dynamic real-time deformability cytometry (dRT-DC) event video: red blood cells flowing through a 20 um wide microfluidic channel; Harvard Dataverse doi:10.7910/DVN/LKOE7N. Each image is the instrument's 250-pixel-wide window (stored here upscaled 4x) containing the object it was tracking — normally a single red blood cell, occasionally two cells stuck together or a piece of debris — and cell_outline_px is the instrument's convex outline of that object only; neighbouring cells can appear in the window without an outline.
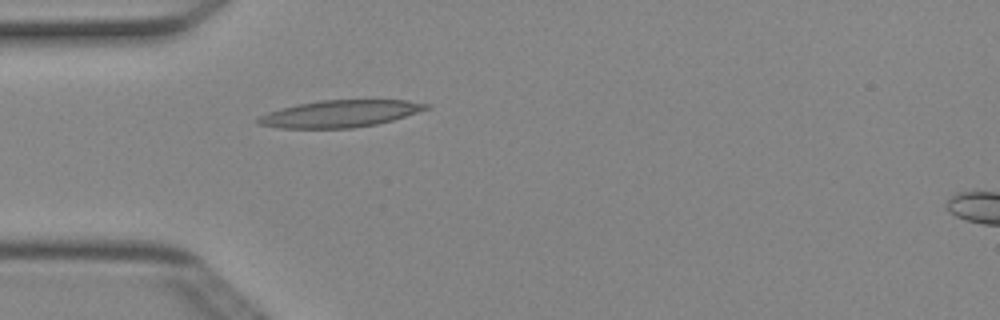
{"species": "Egyptian fruit bat (a non-hibernating species)", "species_latin": "Rousettus aegyptiacus", "temperature_condition": "cold", "stored_images_in_passage": 5, "camera_frame_rate_fps": 3000, "um_per_image_px": 0.085, "animal": {"sex": "female"}, "frame": {"image": 1, "passage_image": 4, "time_ms": 1.0, "image_size_px": [1000, 320], "cell_outline_px": [[432, 108], [392, 120], [376, 124], [352, 128], [280, 128], [256, 124], [256, 120], [260, 116], [268, 112], [280, 108], [296, 104], [320, 100], [408, 100], [432, 104]], "centroid_in_image_um": [28.92, 9.66], "position_along_channel_um": 56.1, "area_um2": 26.59}}